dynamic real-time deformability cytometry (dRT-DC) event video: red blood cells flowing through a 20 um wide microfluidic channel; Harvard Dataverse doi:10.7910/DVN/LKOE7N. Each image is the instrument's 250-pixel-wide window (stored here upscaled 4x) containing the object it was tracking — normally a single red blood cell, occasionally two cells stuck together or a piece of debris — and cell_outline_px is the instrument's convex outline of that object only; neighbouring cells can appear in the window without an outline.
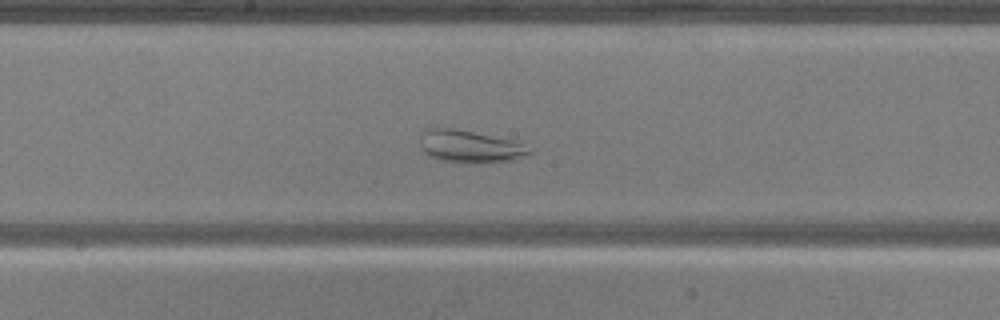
{"species": "common noctule bat (a hibernating species)", "species_latin": "Nyctalus noctula", "temperature_condition": "warm", "stored_images_in_passage": 43, "camera_frame_rate_fps": 3000, "um_per_image_px": 0.085, "animal": {"sex": "male", "body_mass_g": 20.5, "forearm_length_mm": 52.5}, "frame": {"image": 1, "passage_image": 19, "time_ms": 6.0, "image_size_px": [1000, 320], "cell_outline_px": [[532, 152], [512, 160], [476, 164], [444, 160], [432, 156], [424, 152], [420, 144], [420, 136], [428, 128], [452, 128], [516, 140], [532, 148]], "centroid_in_image_um": [39.99, 12.45], "position_along_channel_um": 208.2, "area_um2": 20.58}}
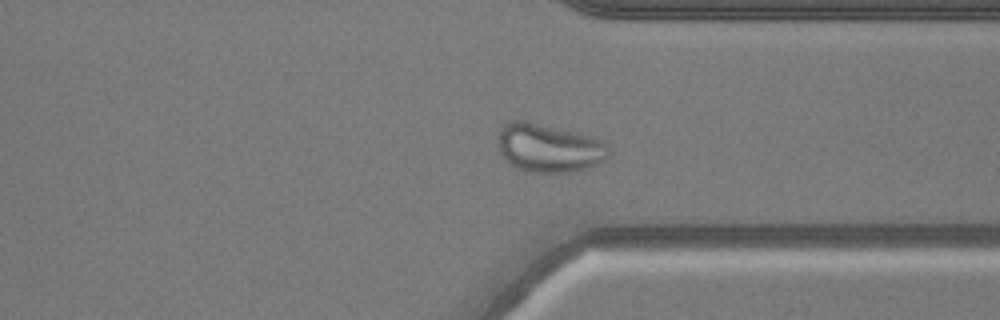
{"frame": {"image": 2, "passage_image": 31, "time_ms": 10.0, "image_size_px": [1000, 320], "cell_outline_px": [[608, 156], [604, 160], [596, 164], [584, 168], [568, 172], [528, 172], [516, 168], [508, 164], [500, 152], [496, 140], [496, 136], [500, 128], [504, 124], [512, 120], [528, 120], [596, 136], [604, 140], [608, 148]], "centroid_in_image_um": [46.61, 12.54], "position_along_channel_um": 364.8, "area_um2": 31.96}}
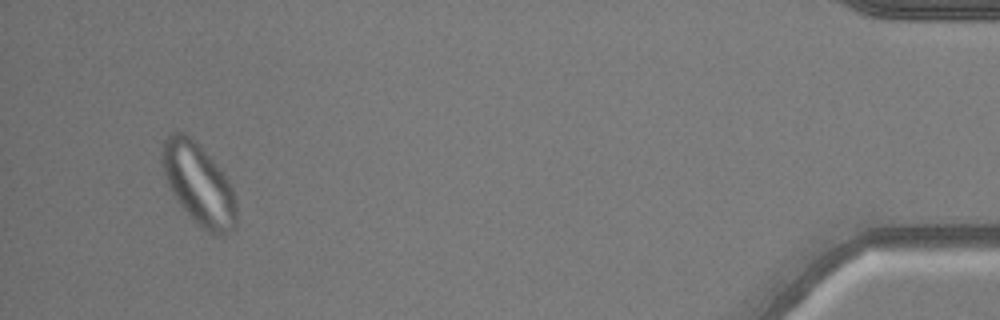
{"frame": {"image": 3, "passage_image": 41, "time_ms": 13.333, "image_size_px": [1000, 320], "cell_outline_px": [[236, 224], [228, 236], [212, 236], [200, 228], [180, 204], [172, 192], [168, 184], [160, 160], [160, 152], [164, 140], [172, 132], [184, 132], [224, 172], [232, 184], [236, 200]], "centroid_in_image_um": [16.91, 15.72], "position_along_channel_um": 418.3, "area_um2": 35.43}}